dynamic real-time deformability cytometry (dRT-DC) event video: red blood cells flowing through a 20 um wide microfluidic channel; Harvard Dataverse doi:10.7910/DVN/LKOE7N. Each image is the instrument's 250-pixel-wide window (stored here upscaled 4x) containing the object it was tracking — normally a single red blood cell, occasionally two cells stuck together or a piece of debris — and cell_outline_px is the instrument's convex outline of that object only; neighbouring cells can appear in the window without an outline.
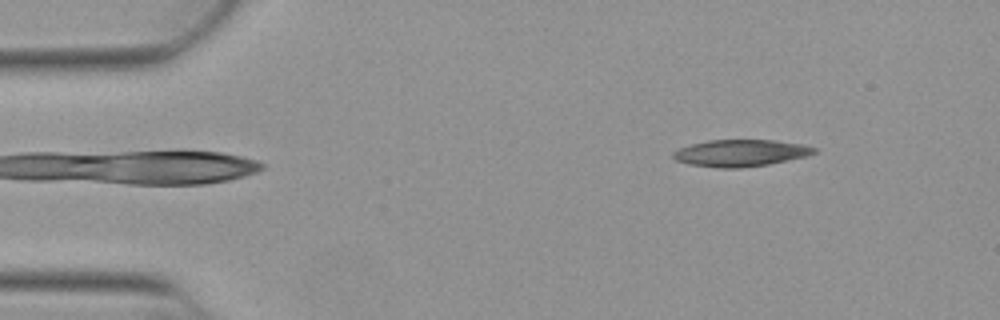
{"species": "Egyptian fruit bat (a non-hibernating species)", "species_latin": "Rousettus aegyptiacus", "temperature_condition": "warm", "stored_images_in_passage": 47, "camera_frame_rate_fps": 3000, "um_per_image_px": 0.085, "animal": {"sex": "female"}, "frame": {"image": 1, "passage_image": 1, "time_ms": 0.0, "image_size_px": [1000, 320], "cell_outline_px": [[816, 152], [808, 156], [768, 164], [740, 168], [720, 168], [688, 164], [676, 160], [672, 156], [672, 152], [680, 148], [692, 144], [708, 140], [776, 140], [800, 144], [816, 148]], "centroid_in_image_um": [62.94, 13.01], "position_along_channel_um": 22.1, "area_um2": 21.96}}
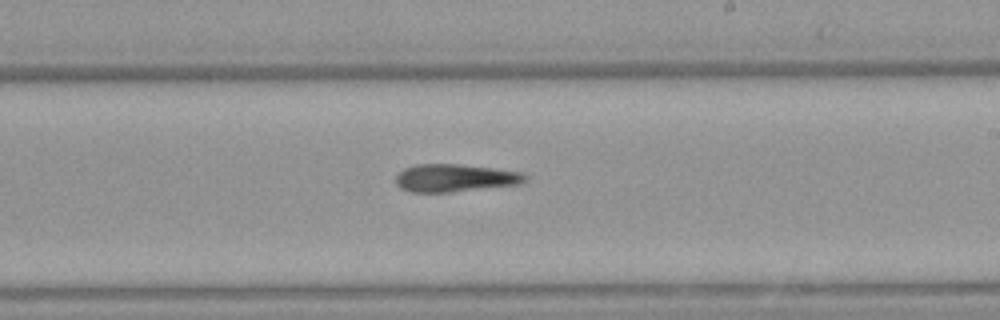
{"frame": {"image": 2, "passage_image": 25, "time_ms": 8.0, "image_size_px": [1000, 320], "cell_outline_px": [[528, 180], [520, 184], [448, 192], [408, 192], [400, 188], [396, 184], [396, 176], [404, 168], [416, 164], [456, 164], [492, 168], [524, 172], [528, 176]], "centroid_in_image_um": [38.68, 15.13], "position_along_channel_um": 250.3, "area_um2": 20.92}}
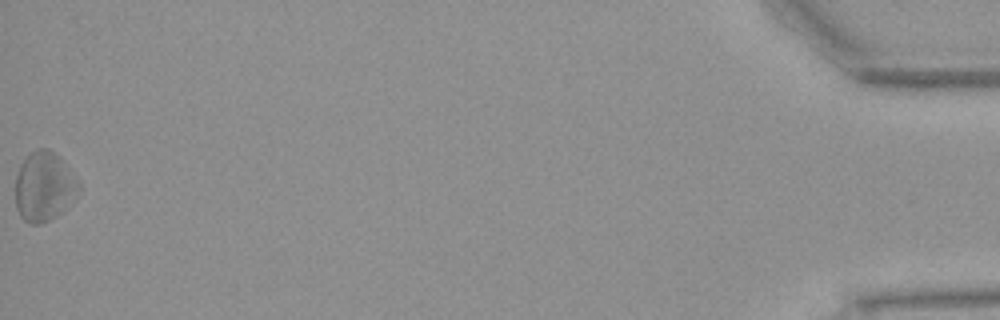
{"frame": {"image": 3, "passage_image": 47, "time_ms": 15.333, "image_size_px": [1000, 320], "cell_outline_px": [[80, 188], [68, 208], [48, 220], [40, 224], [28, 224], [20, 216], [16, 208], [16, 176], [20, 164], [32, 152], [40, 148], [48, 148], [60, 160], [80, 184]], "centroid_in_image_um": [3.72, 15.91], "position_along_channel_um": 431.5, "area_um2": 25.14}}